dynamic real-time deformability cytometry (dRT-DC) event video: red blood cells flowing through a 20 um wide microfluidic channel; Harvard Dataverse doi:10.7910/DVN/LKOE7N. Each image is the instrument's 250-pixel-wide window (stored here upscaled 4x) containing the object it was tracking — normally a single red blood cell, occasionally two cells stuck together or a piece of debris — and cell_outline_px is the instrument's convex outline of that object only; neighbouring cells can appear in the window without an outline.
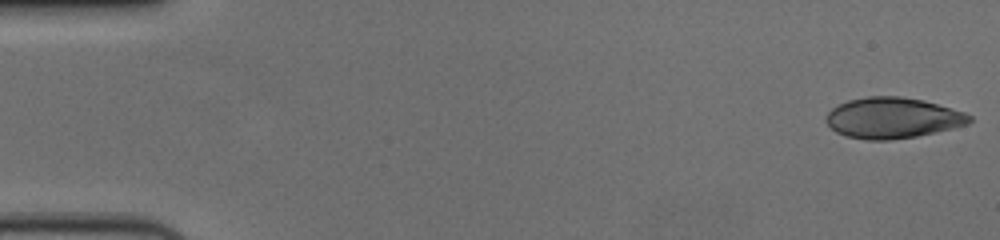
{"species": "human", "species_latin": "Homo sapiens", "temperature_condition": "cold", "stored_images_in_passage": 56, "camera_frame_rate_fps": 3000, "um_per_image_px": 0.085, "donor": {"sex": "female"}, "frame": {"image": 1, "passage_image": 1, "time_ms": 0.0, "image_size_px": [1000, 240], "cell_outline_px": [[972, 120], [968, 124], [952, 128], [916, 136], [888, 140], [868, 140], [848, 136], [836, 132], [828, 124], [828, 112], [832, 108], [848, 100], [868, 96], [900, 96], [924, 100], [964, 112], [972, 116]], "centroid_in_image_um": [75.9, 10.01], "position_along_channel_um": 9.1, "area_um2": 33.76}}
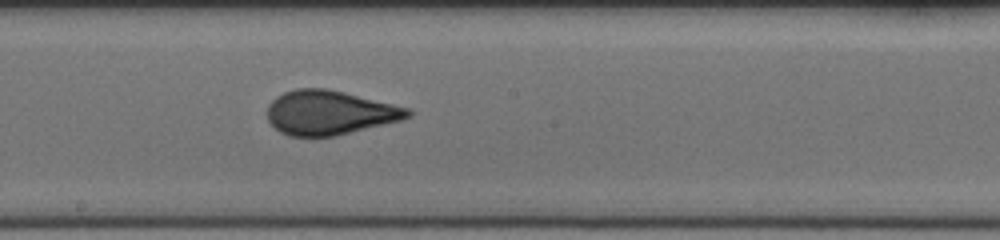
{"frame": {"image": 2, "passage_image": 31, "time_ms": 10.0, "image_size_px": [1000, 240], "cell_outline_px": [[412, 116], [400, 120], [336, 136], [288, 136], [280, 132], [268, 120], [268, 104], [276, 96], [284, 92], [296, 88], [328, 88], [408, 108], [412, 112]], "centroid_in_image_um": [27.99, 9.57], "position_along_channel_um": 220.2, "area_um2": 36.07}}
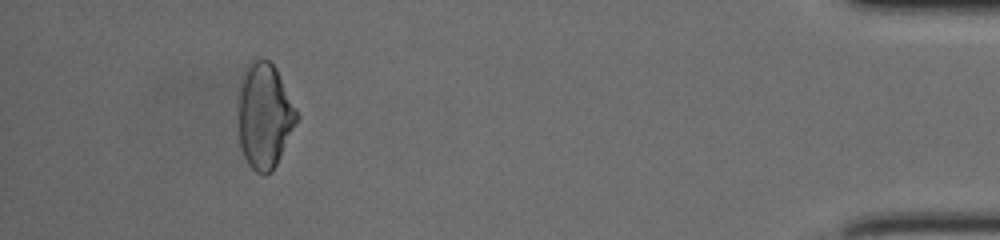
{"frame": {"image": 3, "passage_image": 52, "time_ms": 17.0, "image_size_px": [1000, 240], "cell_outline_px": [[300, 116], [272, 172], [264, 176], [256, 172], [248, 164], [240, 148], [236, 100], [240, 84], [248, 68], [256, 60], [268, 60], [276, 68]], "centroid_in_image_um": [22.46, 9.89], "position_along_channel_um": 412.7, "area_um2": 35.95}, "authors_computed_cell_mechanics": {"area_um2": 35.547, "velocity_mm_per_s": 3.6544, "shape_relaxation_time_tau1_ms": 7.1066, "shape_relaxation_time_tau2_ms": 0.6223, "deformation_change_tau1": 0.155, "deformation_change_tau2": 0.0539}}